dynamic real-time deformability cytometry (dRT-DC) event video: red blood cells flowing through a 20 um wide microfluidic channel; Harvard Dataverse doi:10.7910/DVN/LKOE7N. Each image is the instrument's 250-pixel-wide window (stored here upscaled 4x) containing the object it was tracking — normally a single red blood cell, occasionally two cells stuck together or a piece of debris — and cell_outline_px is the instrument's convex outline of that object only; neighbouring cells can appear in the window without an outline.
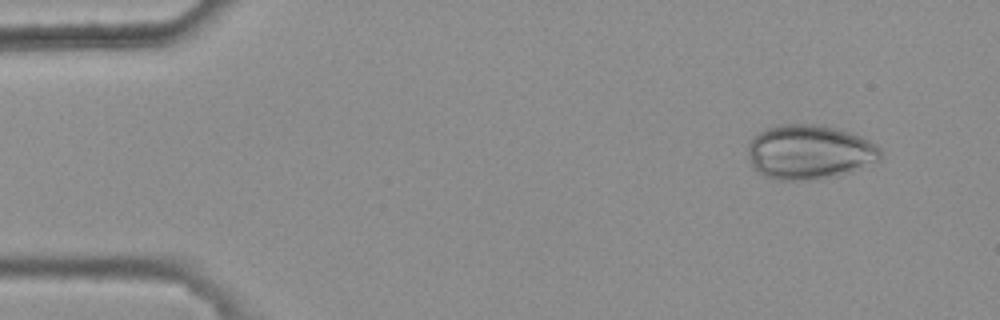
{"species": "common noctule bat (a hibernating species)", "species_latin": "Nyctalus noctula", "temperature_condition": "warm", "stored_images_in_passage": 4, "camera_frame_rate_fps": 3000, "um_per_image_px": 0.085, "animal": {"sex": "female", "body_mass_g": 25.1}, "frame": {"image": 1, "passage_image": 1, "time_ms": 0.0, "image_size_px": [1000, 320], "cell_outline_px": [[880, 160], [812, 180], [776, 180], [764, 176], [752, 164], [748, 156], [748, 140], [756, 132], [764, 128], [776, 124], [820, 124], [836, 128], [860, 136], [876, 144], [880, 148]], "centroid_in_image_um": [68.69, 12.87], "position_along_channel_um": 16.3, "area_um2": 41.56}}